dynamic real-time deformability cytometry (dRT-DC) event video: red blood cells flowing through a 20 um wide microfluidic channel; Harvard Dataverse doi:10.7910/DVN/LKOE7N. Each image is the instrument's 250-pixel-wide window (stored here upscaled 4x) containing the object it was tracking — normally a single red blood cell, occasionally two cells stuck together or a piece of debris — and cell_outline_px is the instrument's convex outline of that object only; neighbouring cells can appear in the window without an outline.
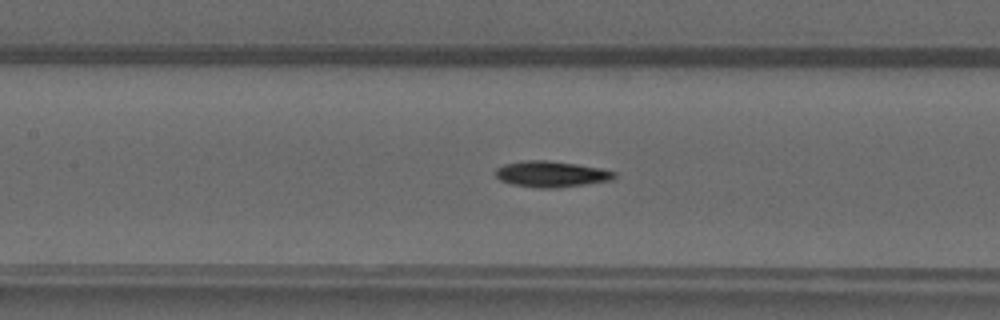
{"species": "common noctule bat (a hibernating species)", "species_latin": "Nyctalus noctula", "temperature_condition": "warm", "stored_images_in_passage": 29, "camera_frame_rate_fps": 3000, "um_per_image_px": 0.085, "animal": {"sex": "male", "forearm_length_mm": 52.5}, "frame": {"image": 1, "passage_image": 9, "time_ms": 2.667, "image_size_px": [1000, 320], "cell_outline_px": [[616, 176], [612, 180], [556, 188], [540, 188], [512, 184], [500, 180], [496, 176], [496, 168], [504, 164], [524, 160], [548, 160], [576, 164], [600, 168], [616, 172]], "centroid_in_image_um": [46.85, 14.79], "position_along_channel_um": 160.6, "area_um2": 17.92}}
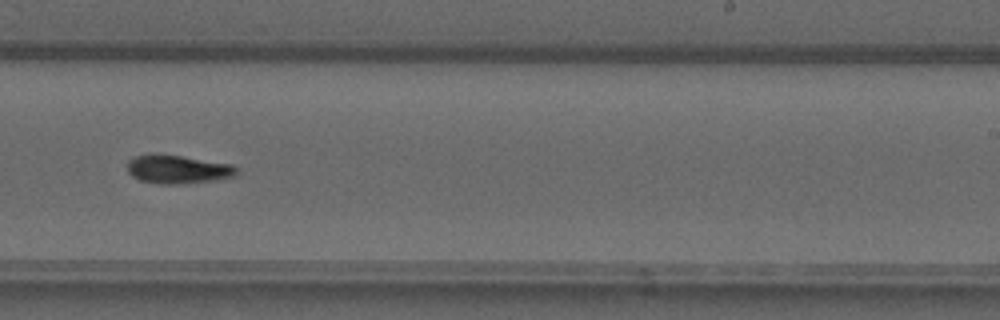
{"frame": {"image": 2, "passage_image": 17, "time_ms": 5.333, "image_size_px": [1000, 320], "cell_outline_px": [[236, 172], [232, 176], [212, 180], [176, 184], [160, 184], [140, 180], [132, 176], [128, 172], [128, 160], [136, 156], [180, 156], [232, 164], [236, 168]], "centroid_in_image_um": [15.09, 14.41], "position_along_channel_um": 273.9, "area_um2": 17.34}}
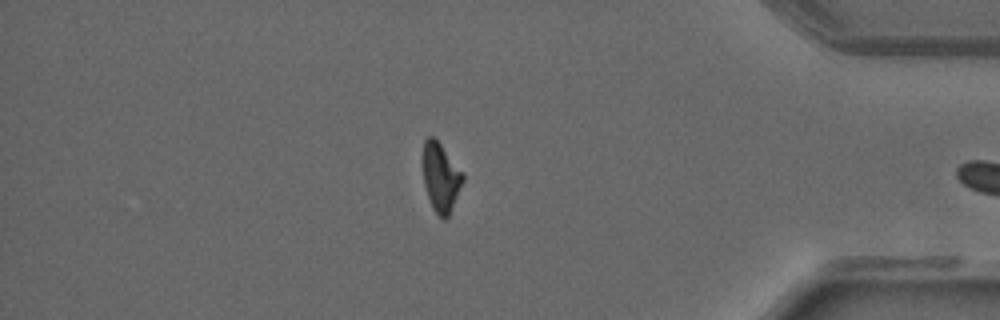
{"frame": {"image": 3, "passage_image": 28, "time_ms": 9.0, "image_size_px": [1000, 320], "cell_outline_px": [[464, 180], [448, 216], [444, 220], [432, 208], [424, 184], [424, 140], [428, 136], [432, 136], [440, 144], [464, 172]], "centroid_in_image_um": [37.49, 15.07], "position_along_channel_um": 397.7, "area_um2": 15.66}}